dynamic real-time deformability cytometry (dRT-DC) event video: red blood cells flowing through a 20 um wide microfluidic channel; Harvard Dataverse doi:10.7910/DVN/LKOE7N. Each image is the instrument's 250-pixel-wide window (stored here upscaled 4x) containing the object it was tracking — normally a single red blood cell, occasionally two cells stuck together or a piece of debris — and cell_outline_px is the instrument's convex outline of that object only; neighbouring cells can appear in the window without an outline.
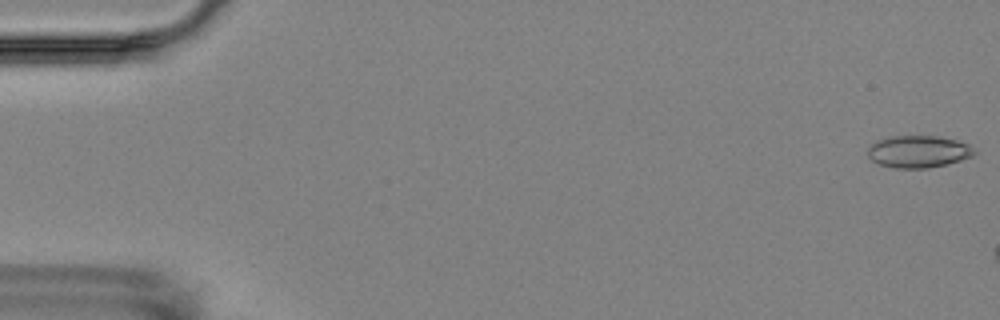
{"species": "Egyptian fruit bat (a non-hibernating species)", "species_latin": "Rousettus aegyptiacus", "temperature_condition": "room temperature", "stored_images_in_passage": 3, "camera_frame_rate_fps": 3000, "um_per_image_px": 0.085, "animal": {"sex": "female"}, "frame": {"image": 1, "passage_image": 1, "time_ms": 0.0, "image_size_px": [1000, 320], "cell_outline_px": [[976, 152], [972, 156], [960, 160], [928, 168], [896, 168], [876, 164], [868, 156], [868, 148], [876, 140], [888, 136], [936, 136], [956, 140], [968, 144]], "centroid_in_image_um": [78.01, 12.88], "position_along_channel_um": 7.0, "area_um2": 19.88}}